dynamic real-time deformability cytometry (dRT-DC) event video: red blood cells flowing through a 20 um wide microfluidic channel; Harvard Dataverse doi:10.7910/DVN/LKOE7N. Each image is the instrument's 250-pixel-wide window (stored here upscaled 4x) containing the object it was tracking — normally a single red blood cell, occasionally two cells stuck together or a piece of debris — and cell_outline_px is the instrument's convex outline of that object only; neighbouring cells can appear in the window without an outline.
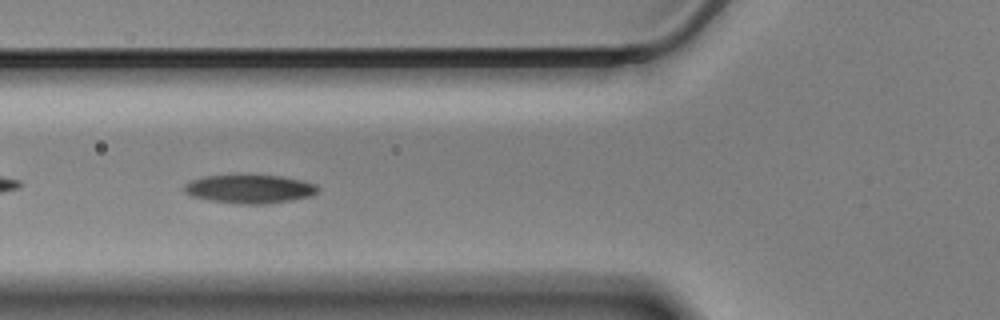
{"species": "Egyptian fruit bat (a non-hibernating species)", "species_latin": "Rousettus aegyptiacus", "temperature_condition": "cold", "stored_images_in_passage": 35, "camera_frame_rate_fps": 3000, "um_per_image_px": 0.085, "animal": {"sex": "male"}, "frame": {"image": 1, "passage_image": 6, "time_ms": 1.667, "image_size_px": [1000, 320], "cell_outline_px": [[320, 188], [312, 196], [292, 200], [264, 204], [240, 204], [212, 200], [192, 196], [184, 192], [184, 184], [192, 180], [204, 176], [280, 176], [300, 180], [316, 184]], "centroid_in_image_um": [21.24, 16.07], "position_along_channel_um": 104.6, "area_um2": 21.91}}
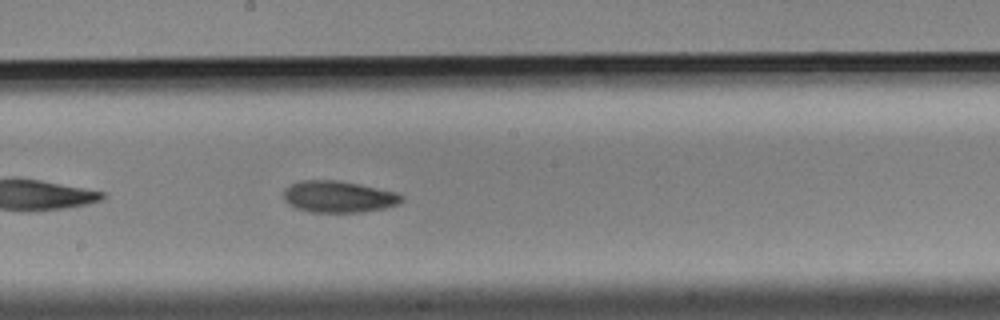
{"frame": {"image": 2, "passage_image": 16, "time_ms": 5.0, "image_size_px": [1000, 320], "cell_outline_px": [[404, 200], [396, 204], [384, 208], [364, 212], [312, 212], [296, 208], [288, 204], [284, 200], [284, 192], [292, 184], [300, 180], [336, 180], [360, 184], [396, 192], [404, 196]], "centroid_in_image_um": [28.79, 16.72], "position_along_channel_um": 219.4, "area_um2": 21.68}}
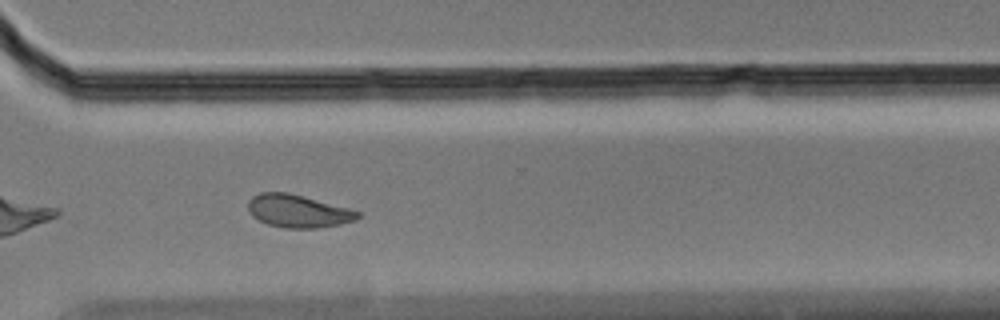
{"frame": {"image": 3, "passage_image": 27, "time_ms": 8.667, "image_size_px": [1000, 320], "cell_outline_px": [[360, 216], [356, 220], [340, 224], [316, 228], [284, 228], [268, 224], [252, 216], [248, 212], [248, 200], [252, 196], [260, 192], [288, 192], [348, 208], [360, 212]], "centroid_in_image_um": [25.3, 17.94], "position_along_channel_um": 345.3, "area_um2": 20.92}, "authors_computed_cell_mechanics": {"area_um2": 21.675, "velocity_mm_per_s": 3.4355, "shape_relaxation_time_tau1_ms": 4.0247, "shape_relaxation_time_tau2_ms": null, "deformation_change_tau1": 0.1153, "deformation_change_tau2": null}}